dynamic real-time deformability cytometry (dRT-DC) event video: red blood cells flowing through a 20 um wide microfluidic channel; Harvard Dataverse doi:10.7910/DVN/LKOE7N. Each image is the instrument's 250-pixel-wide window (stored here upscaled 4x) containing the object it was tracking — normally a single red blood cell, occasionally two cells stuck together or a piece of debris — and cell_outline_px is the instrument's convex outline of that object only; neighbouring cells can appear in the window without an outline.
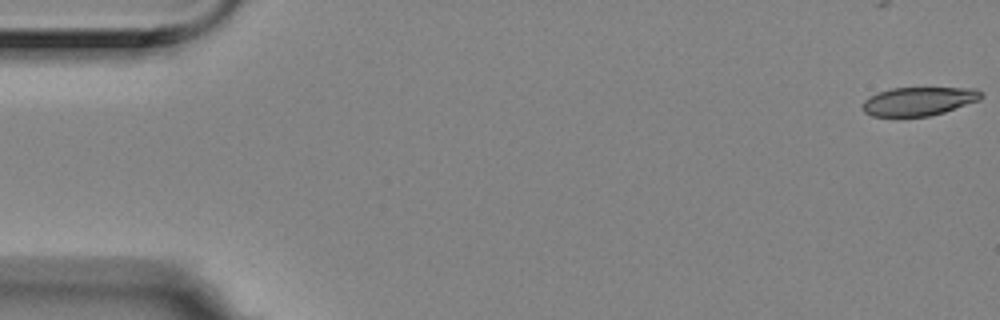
{"species": "Egyptian fruit bat (a non-hibernating species)", "species_latin": "Rousettus aegyptiacus", "temperature_condition": "room temperature", "stored_images_in_passage": 5, "camera_frame_rate_fps": 3000, "um_per_image_px": 0.085, "animal": {"sex": "female"}, "frame": {"image": 1, "passage_image": 1, "time_ms": 0.0, "image_size_px": [1000, 320], "cell_outline_px": [[984, 96], [980, 100], [944, 112], [928, 116], [872, 116], [864, 112], [860, 108], [860, 104], [868, 96], [876, 92], [892, 88], [976, 88]], "centroid_in_image_um": [78.04, 8.6], "position_along_channel_um": 7.0, "area_um2": 19.94}}
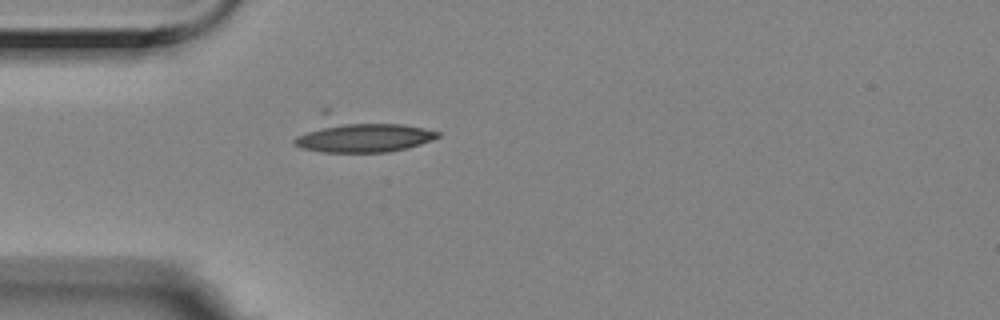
{"frame": {"image": 2, "passage_image": 5, "time_ms": 1.333, "image_size_px": [1000, 320], "cell_outline_px": [[440, 136], [432, 140], [408, 148], [388, 152], [320, 152], [300, 148], [292, 144], [292, 140], [320, 108], [328, 108], [424, 128], [440, 132]], "centroid_in_image_um": [30.45, 11.37], "position_along_channel_um": 54.6, "area_um2": 31.21}}